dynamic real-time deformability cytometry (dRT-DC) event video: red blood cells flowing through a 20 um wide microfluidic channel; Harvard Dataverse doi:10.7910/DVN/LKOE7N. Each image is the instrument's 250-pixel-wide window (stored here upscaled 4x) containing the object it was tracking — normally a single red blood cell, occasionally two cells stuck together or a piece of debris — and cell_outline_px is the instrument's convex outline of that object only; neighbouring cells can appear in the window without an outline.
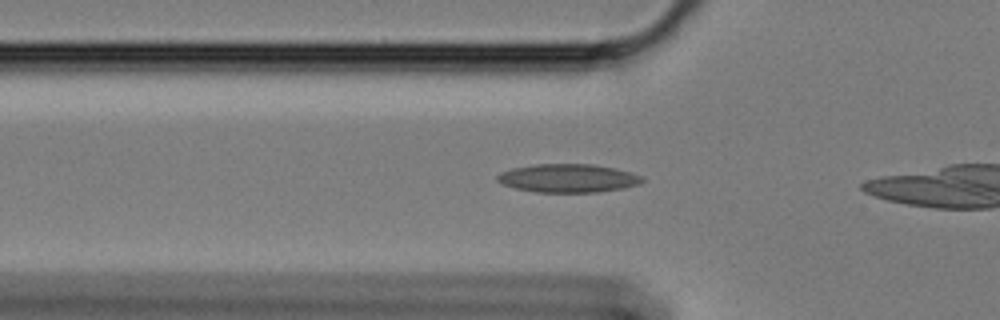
{"species": "Egyptian fruit bat (a non-hibernating species)", "species_latin": "Rousettus aegyptiacus", "temperature_condition": "cold", "stored_images_in_passage": 12, "camera_frame_rate_fps": 3000, "um_per_image_px": 0.085, "animal": {"sex": "female"}, "frame": {"image": 1, "passage_image": 6, "time_ms": 1.667, "image_size_px": [1000, 320], "cell_outline_px": [[644, 180], [640, 184], [624, 188], [596, 192], [536, 192], [516, 188], [504, 184], [496, 180], [496, 176], [500, 172], [512, 168], [536, 164], [592, 164], [616, 168], [644, 176]], "centroid_in_image_um": [48.31, 15.14], "position_along_channel_um": 77.5, "area_um2": 24.04}}
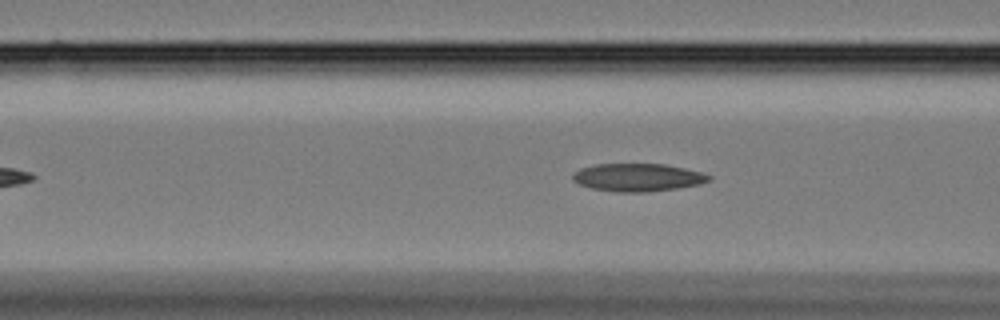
{"frame": {"image": 2, "passage_image": 9, "time_ms": 2.667, "image_size_px": [1000, 320], "cell_outline_px": [[712, 180], [700, 184], [676, 188], [648, 192], [616, 192], [592, 188], [580, 184], [572, 180], [572, 176], [580, 168], [596, 164], [664, 164], [704, 172], [712, 176]], "centroid_in_image_um": [54.25, 15.08], "position_along_channel_um": 112.4, "area_um2": 22.14}}